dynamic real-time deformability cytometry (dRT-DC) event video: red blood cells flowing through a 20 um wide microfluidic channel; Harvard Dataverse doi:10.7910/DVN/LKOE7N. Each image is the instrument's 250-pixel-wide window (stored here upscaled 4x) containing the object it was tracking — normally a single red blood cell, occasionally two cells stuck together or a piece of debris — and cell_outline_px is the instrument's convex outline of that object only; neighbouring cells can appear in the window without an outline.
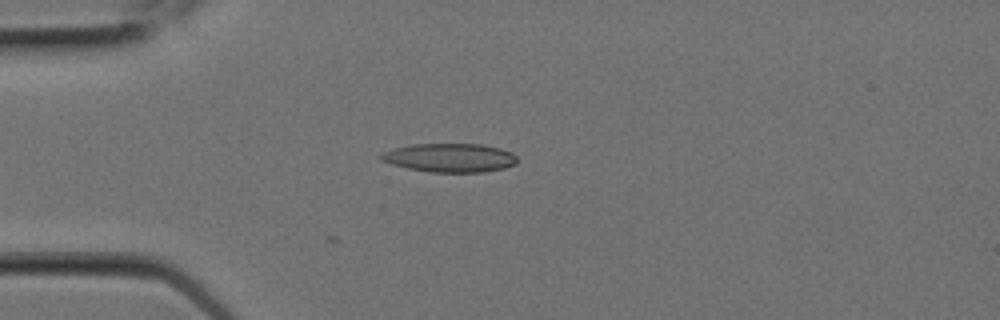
{"species": "Egyptian fruit bat (a non-hibernating species)", "species_latin": "Rousettus aegyptiacus", "temperature_condition": "room temperature", "stored_images_in_passage": 8, "camera_frame_rate_fps": 3000, "um_per_image_px": 0.085, "animal": {"sex": "female"}, "frame": {"image": 1, "passage_image": 5, "time_ms": 1.333, "image_size_px": [1000, 320], "cell_outline_px": [[516, 164], [504, 168], [484, 172], [432, 172], [408, 168], [392, 164], [380, 160], [380, 156], [384, 152], [396, 148], [412, 144], [480, 144], [500, 148], [512, 152], [516, 156]], "centroid_in_image_um": [38.27, 13.41], "position_along_channel_um": 46.7, "area_um2": 22.66}}
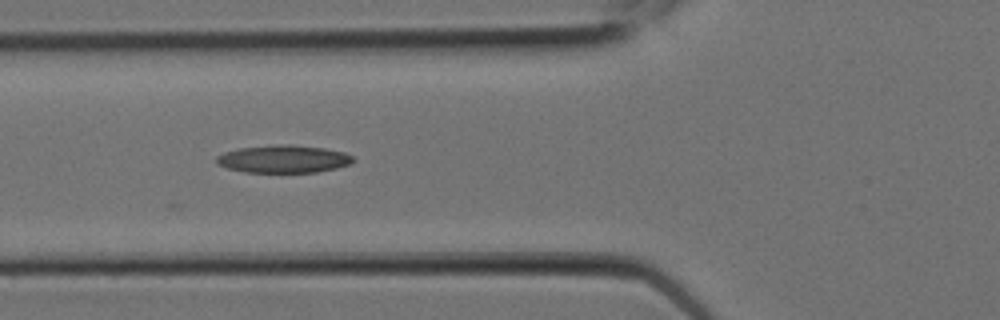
{"frame": {"image": 2, "passage_image": 7, "time_ms": 2.0, "image_size_px": [1000, 320], "cell_outline_px": [[356, 160], [352, 164], [336, 168], [316, 172], [244, 172], [228, 168], [216, 164], [216, 156], [224, 152], [240, 148], [276, 144], [292, 144], [324, 148], [344, 152], [352, 156]], "centroid_in_image_um": [24.11, 13.51], "position_along_channel_um": 101.7, "area_um2": 22.2}}
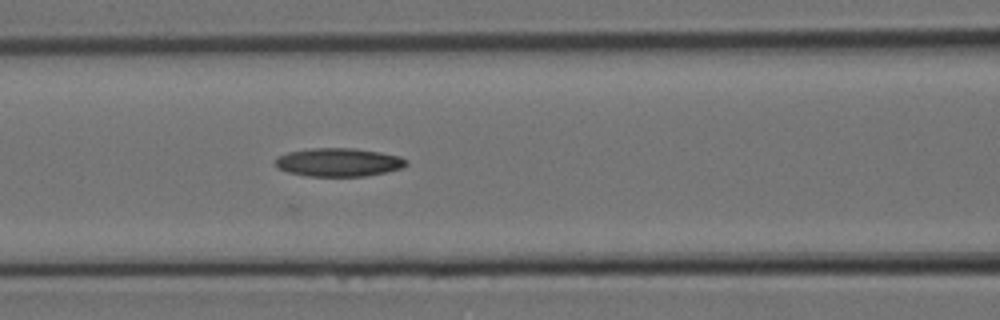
{"frame": {"image": 3, "passage_image": 8, "time_ms": 2.333, "image_size_px": [1000, 320], "cell_outline_px": [[408, 164], [404, 168], [388, 172], [364, 176], [308, 176], [288, 172], [276, 168], [272, 164], [272, 160], [276, 156], [288, 152], [312, 148], [356, 148], [380, 152], [400, 156], [408, 160]], "centroid_in_image_um": [28.76, 13.79], "position_along_channel_um": 137.8, "area_um2": 22.14}}